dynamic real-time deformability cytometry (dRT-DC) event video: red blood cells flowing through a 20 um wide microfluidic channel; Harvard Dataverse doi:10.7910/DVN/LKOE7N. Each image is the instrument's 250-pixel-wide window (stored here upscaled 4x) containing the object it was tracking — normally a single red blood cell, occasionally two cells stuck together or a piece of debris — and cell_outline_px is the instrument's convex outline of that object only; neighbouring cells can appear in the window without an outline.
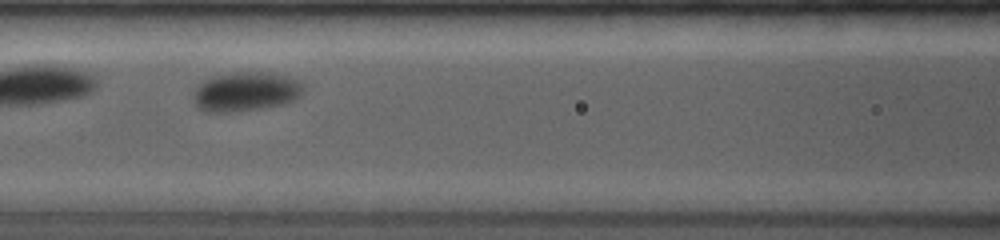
{"species": "common noctule bat (a hibernating species)", "species_latin": "Nyctalus noctula", "temperature_condition": "room temperature", "stored_images_in_passage": 27, "camera_frame_rate_fps": 4000, "um_per_image_px": 0.085, "animal": {"sex": "female", "body_mass_g": 19.0, "forearm_length_mm": 53.3}, "frame": {"image": 1, "passage_image": 12, "time_ms": 2.5, "image_size_px": [1000, 240], "cell_outline_px": [[300, 96], [296, 100], [288, 104], [264, 108], [228, 112], [204, 112], [196, 108], [192, 92], [204, 80], [212, 76], [232, 72], [264, 72], [288, 76], [300, 80]], "centroid_in_image_um": [20.86, 7.8], "position_along_channel_um": 145.7, "area_um2": 25.49}}